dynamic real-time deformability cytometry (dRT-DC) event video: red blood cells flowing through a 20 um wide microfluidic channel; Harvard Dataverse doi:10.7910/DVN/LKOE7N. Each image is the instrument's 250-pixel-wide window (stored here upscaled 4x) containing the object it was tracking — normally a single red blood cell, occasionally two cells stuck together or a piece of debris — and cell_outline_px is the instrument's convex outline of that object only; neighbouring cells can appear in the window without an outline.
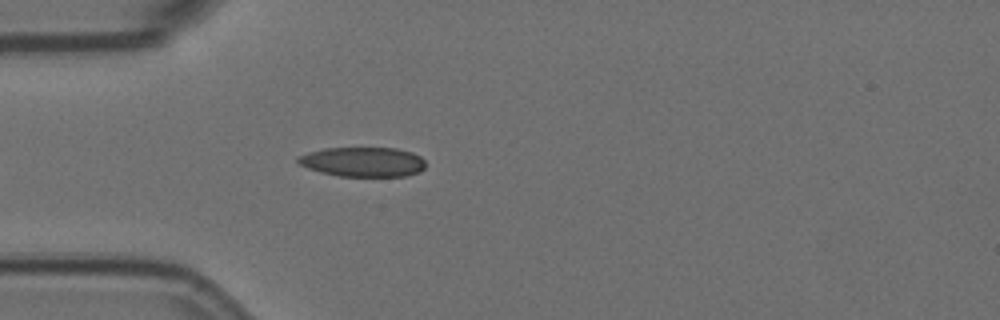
{"species": "Egyptian fruit bat (a non-hibernating species)", "species_latin": "Rousettus aegyptiacus", "temperature_condition": "room temperature", "stored_images_in_passage": 5, "camera_frame_rate_fps": 3000, "um_per_image_px": 0.085, "animal": {"sex": "female"}, "frame": {"image": 1, "passage_image": 5, "time_ms": 1.333, "image_size_px": [1000, 320], "cell_outline_px": [[424, 168], [420, 172], [408, 176], [340, 176], [320, 172], [308, 168], [300, 164], [296, 160], [296, 156], [308, 152], [324, 148], [396, 148], [412, 152], [420, 156], [424, 160]], "centroid_in_image_um": [30.85, 13.76], "position_along_channel_um": 54.2, "area_um2": 22.14}}